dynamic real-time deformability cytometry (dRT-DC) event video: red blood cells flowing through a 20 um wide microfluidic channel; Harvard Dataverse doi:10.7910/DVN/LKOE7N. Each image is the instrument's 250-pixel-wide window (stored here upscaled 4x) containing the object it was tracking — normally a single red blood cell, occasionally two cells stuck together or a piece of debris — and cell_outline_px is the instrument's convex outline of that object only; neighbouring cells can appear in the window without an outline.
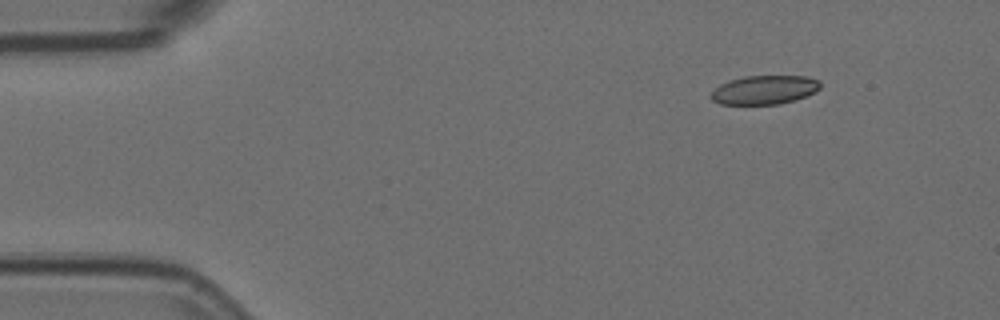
{"species": "Egyptian fruit bat (a non-hibernating species)", "species_latin": "Rousettus aegyptiacus", "temperature_condition": "room temperature", "stored_images_in_passage": 7, "camera_frame_rate_fps": 3000, "um_per_image_px": 0.085, "animal": {"sex": "female"}, "frame": {"image": 1, "passage_image": 1, "time_ms": 0.0, "image_size_px": [1000, 320], "cell_outline_px": [[820, 88], [816, 92], [796, 100], [780, 104], [720, 104], [712, 100], [708, 96], [720, 84], [744, 76], [808, 76], [820, 80]], "centroid_in_image_um": [65.01, 7.64], "position_along_channel_um": 20.0, "area_um2": 18.5}}
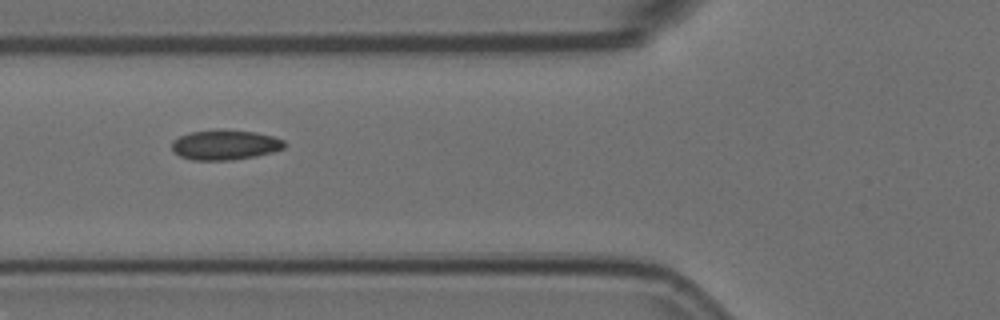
{"frame": {"image": 2, "passage_image": 5, "time_ms": 1.333, "image_size_px": [1000, 320], "cell_outline_px": [[288, 144], [284, 148], [272, 152], [256, 156], [232, 160], [192, 160], [180, 156], [172, 152], [172, 140], [188, 132], [220, 128], [224, 128], [256, 132], [272, 136], [284, 140]], "centroid_in_image_um": [19.12, 12.29], "position_along_channel_um": 106.7, "area_um2": 20.17}}
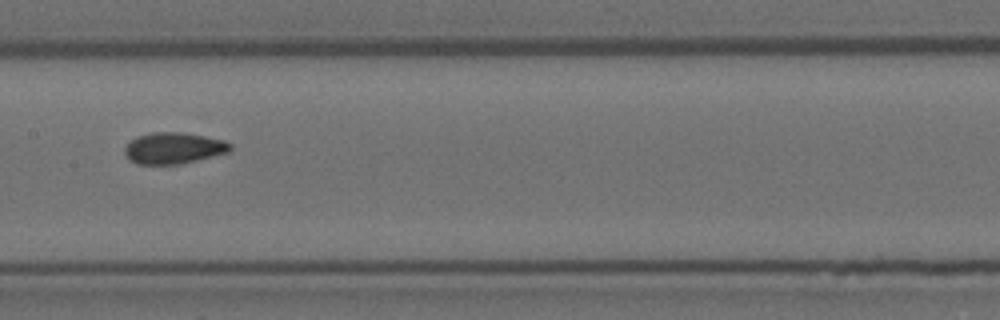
{"frame": {"image": 3, "passage_image": 7, "time_ms": 2.0, "image_size_px": [1000, 320], "cell_outline_px": [[232, 148], [228, 152], [196, 160], [176, 164], [136, 164], [128, 160], [124, 156], [124, 148], [136, 136], [152, 132], [184, 132], [224, 140], [232, 144]], "centroid_in_image_um": [14.72, 12.58], "position_along_channel_um": 192.7, "area_um2": 19.31}}